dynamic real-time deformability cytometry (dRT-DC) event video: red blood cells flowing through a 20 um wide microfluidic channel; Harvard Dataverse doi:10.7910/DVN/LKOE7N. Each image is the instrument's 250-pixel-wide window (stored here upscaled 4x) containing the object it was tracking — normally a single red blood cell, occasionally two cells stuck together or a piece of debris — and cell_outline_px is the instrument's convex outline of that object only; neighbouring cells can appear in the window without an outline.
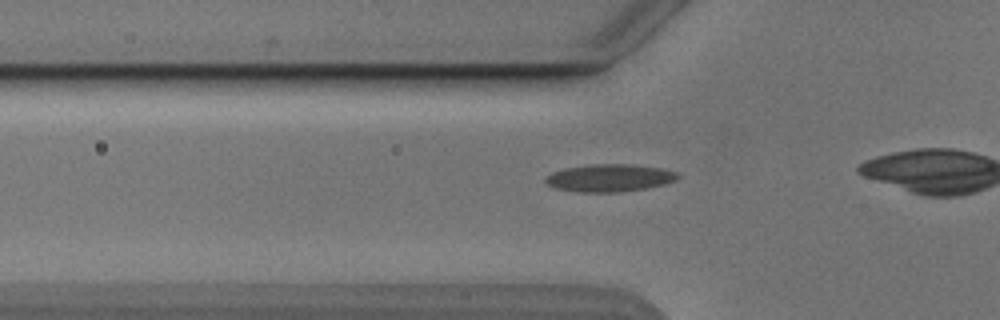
{"species": "Egyptian fruit bat (a non-hibernating species)", "species_latin": "Rousettus aegyptiacus", "temperature_condition": "cold", "stored_images_in_passage": 8, "camera_frame_rate_fps": 3000, "um_per_image_px": 0.085, "animal": {"sex": "male"}, "frame": {"image": 1, "passage_image": 2, "time_ms": 0.333, "image_size_px": [1000, 320], "cell_outline_px": [[680, 176], [676, 180], [664, 184], [648, 188], [620, 192], [576, 192], [556, 188], [548, 184], [544, 180], [544, 176], [552, 172], [564, 168], [592, 164], [628, 164], [660, 168], [676, 172]], "centroid_in_image_um": [51.78, 15.12], "position_along_channel_um": 74.0, "area_um2": 21.27}}
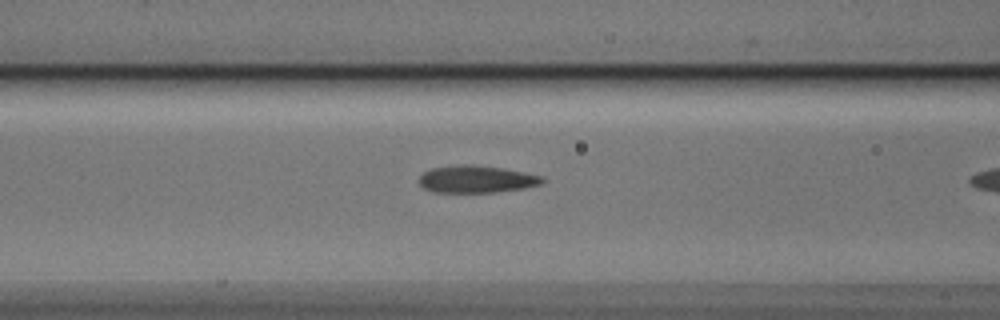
{"frame": {"image": 2, "passage_image": 6, "time_ms": 1.667, "image_size_px": [1000, 320], "cell_outline_px": [[544, 184], [524, 188], [496, 192], [432, 192], [424, 188], [420, 184], [420, 176], [424, 172], [432, 168], [500, 168], [540, 176], [544, 180]], "centroid_in_image_um": [40.53, 15.3], "position_along_channel_um": 126.1, "area_um2": 18.21}}